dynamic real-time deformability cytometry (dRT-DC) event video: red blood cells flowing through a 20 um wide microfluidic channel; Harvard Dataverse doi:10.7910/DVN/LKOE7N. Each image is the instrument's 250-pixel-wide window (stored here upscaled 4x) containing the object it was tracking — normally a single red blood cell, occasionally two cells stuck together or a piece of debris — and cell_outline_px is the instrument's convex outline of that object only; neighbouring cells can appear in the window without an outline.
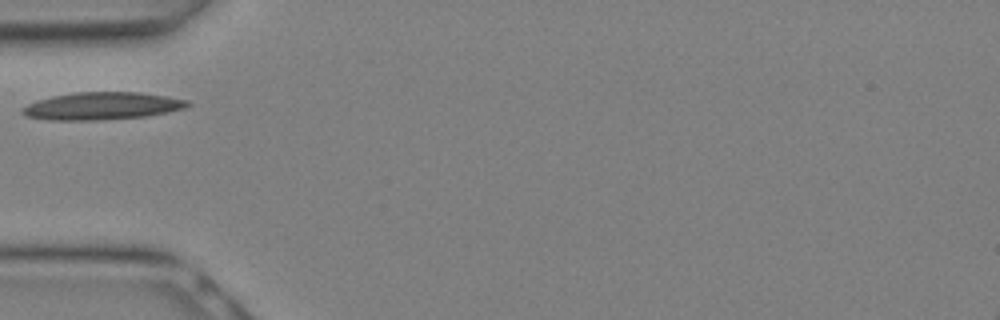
{"species": "Egyptian fruit bat (a non-hibernating species)", "species_latin": "Rousettus aegyptiacus", "temperature_condition": "warm", "stored_images_in_passage": 2, "camera_frame_rate_fps": 3000, "um_per_image_px": 0.085, "animal": {"sex": "female"}, "frame": {"image": 1, "passage_image": 1, "time_ms": 0.0, "image_size_px": [1000, 320], "cell_outline_px": [[192, 104], [184, 108], [168, 112], [144, 116], [100, 120], [48, 120], [24, 116], [20, 112], [20, 108], [28, 104], [52, 96], [76, 92], [140, 92], [188, 100]], "centroid_in_image_um": [8.64, 9.01], "position_along_channel_um": 76.4, "area_um2": 26.41}}